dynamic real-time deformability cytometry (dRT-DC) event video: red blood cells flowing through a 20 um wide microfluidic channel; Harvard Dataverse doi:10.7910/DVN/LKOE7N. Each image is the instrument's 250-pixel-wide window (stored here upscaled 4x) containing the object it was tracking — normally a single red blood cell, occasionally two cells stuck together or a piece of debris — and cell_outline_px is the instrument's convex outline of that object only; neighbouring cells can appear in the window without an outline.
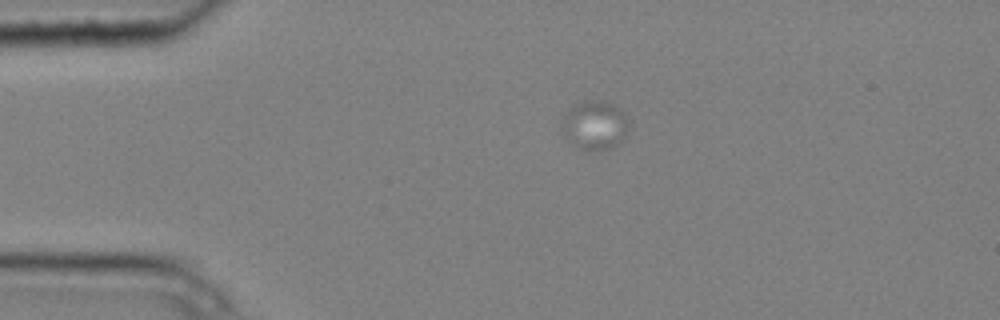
{"species": "common noctule bat (a hibernating species)", "species_latin": "Nyctalus noctula", "temperature_condition": "cold", "stored_images_in_passage": 7, "camera_frame_rate_fps": 3000, "um_per_image_px": 0.085, "animal": {"sex": "male", "body_mass_g": 20.4}, "frame": {"image": 1, "passage_image": 3, "time_ms": 0.667, "image_size_px": [1000, 320], "cell_outline_px": [[628, 128], [624, 136], [612, 148], [580, 148], [568, 140], [564, 136], [560, 128], [568, 112], [576, 104], [600, 100], [612, 104], [624, 112], [628, 124]], "centroid_in_image_um": [50.56, 10.63], "position_along_channel_um": 34.4, "area_um2": 18.15}}
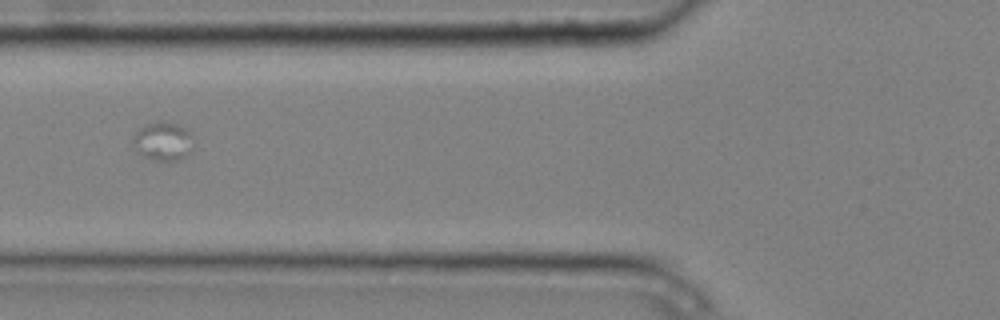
{"frame": {"image": 2, "passage_image": 6, "time_ms": 1.667, "image_size_px": [1000, 320], "cell_outline_px": [[192, 148], [180, 160], [156, 160], [144, 156], [136, 152], [132, 140], [136, 132], [144, 124], [160, 120], [164, 120], [176, 124], [184, 128], [188, 132]], "centroid_in_image_um": [13.79, 11.99], "position_along_channel_um": 112.0, "area_um2": 13.35}}
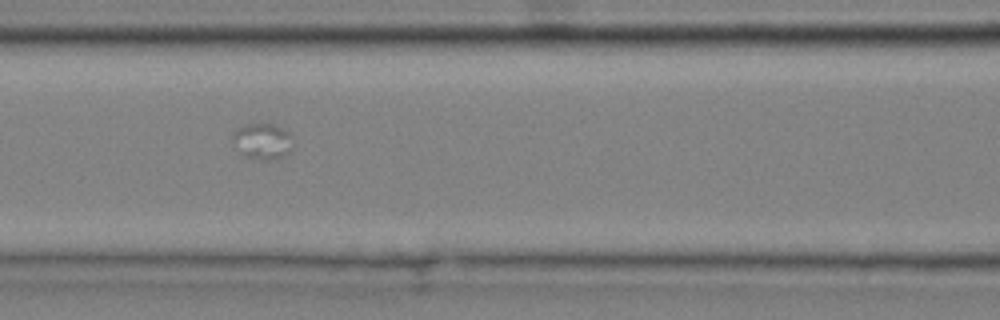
{"frame": {"image": 3, "passage_image": 7, "time_ms": 2.0, "image_size_px": [1000, 320], "cell_outline_px": [[288, 152], [284, 156], [272, 160], [264, 160], [244, 156], [232, 140], [232, 132], [244, 124], [272, 124], [288, 132]], "centroid_in_image_um": [22.22, 12.0], "position_along_channel_um": 144.4, "area_um2": 12.08}}